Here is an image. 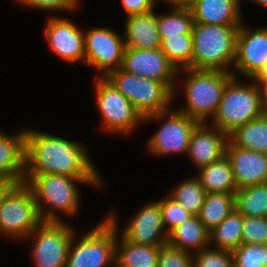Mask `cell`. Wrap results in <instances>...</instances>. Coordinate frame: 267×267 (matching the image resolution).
<instances>
[{
	"instance_id": "obj_1",
	"label": "cell",
	"mask_w": 267,
	"mask_h": 267,
	"mask_svg": "<svg viewBox=\"0 0 267 267\" xmlns=\"http://www.w3.org/2000/svg\"><path fill=\"white\" fill-rule=\"evenodd\" d=\"M59 174L74 178H99L79 143L37 131H25V174Z\"/></svg>"
},
{
	"instance_id": "obj_2",
	"label": "cell",
	"mask_w": 267,
	"mask_h": 267,
	"mask_svg": "<svg viewBox=\"0 0 267 267\" xmlns=\"http://www.w3.org/2000/svg\"><path fill=\"white\" fill-rule=\"evenodd\" d=\"M75 181L96 186L101 185L99 178H74L59 174L24 176V183L34 195L42 221L62 222L55 211H64V213L73 215L78 210L79 197L76 185H74ZM41 202H47L52 210L50 208L44 210Z\"/></svg>"
},
{
	"instance_id": "obj_3",
	"label": "cell",
	"mask_w": 267,
	"mask_h": 267,
	"mask_svg": "<svg viewBox=\"0 0 267 267\" xmlns=\"http://www.w3.org/2000/svg\"><path fill=\"white\" fill-rule=\"evenodd\" d=\"M239 27L194 23L192 69L230 72L227 66L234 65Z\"/></svg>"
},
{
	"instance_id": "obj_4",
	"label": "cell",
	"mask_w": 267,
	"mask_h": 267,
	"mask_svg": "<svg viewBox=\"0 0 267 267\" xmlns=\"http://www.w3.org/2000/svg\"><path fill=\"white\" fill-rule=\"evenodd\" d=\"M234 75L225 86L213 125L226 134L264 114V90L256 83L242 85Z\"/></svg>"
},
{
	"instance_id": "obj_5",
	"label": "cell",
	"mask_w": 267,
	"mask_h": 267,
	"mask_svg": "<svg viewBox=\"0 0 267 267\" xmlns=\"http://www.w3.org/2000/svg\"><path fill=\"white\" fill-rule=\"evenodd\" d=\"M105 78L135 106L144 121L166 115L174 93L164 83L127 73L121 68L109 72Z\"/></svg>"
},
{
	"instance_id": "obj_6",
	"label": "cell",
	"mask_w": 267,
	"mask_h": 267,
	"mask_svg": "<svg viewBox=\"0 0 267 267\" xmlns=\"http://www.w3.org/2000/svg\"><path fill=\"white\" fill-rule=\"evenodd\" d=\"M188 73L184 86L187 107L179 109L180 112L200 123H206L209 115H215L220 104L222 93L235 75L233 72L219 70H196L186 68Z\"/></svg>"
},
{
	"instance_id": "obj_7",
	"label": "cell",
	"mask_w": 267,
	"mask_h": 267,
	"mask_svg": "<svg viewBox=\"0 0 267 267\" xmlns=\"http://www.w3.org/2000/svg\"><path fill=\"white\" fill-rule=\"evenodd\" d=\"M112 215L109 214V217L85 234L76 245L73 236L66 267H105L110 262L115 263L117 222Z\"/></svg>"
},
{
	"instance_id": "obj_8",
	"label": "cell",
	"mask_w": 267,
	"mask_h": 267,
	"mask_svg": "<svg viewBox=\"0 0 267 267\" xmlns=\"http://www.w3.org/2000/svg\"><path fill=\"white\" fill-rule=\"evenodd\" d=\"M42 222L32 191L19 183L0 206V234L28 238Z\"/></svg>"
},
{
	"instance_id": "obj_9",
	"label": "cell",
	"mask_w": 267,
	"mask_h": 267,
	"mask_svg": "<svg viewBox=\"0 0 267 267\" xmlns=\"http://www.w3.org/2000/svg\"><path fill=\"white\" fill-rule=\"evenodd\" d=\"M96 83V101L102 127L113 133H129L144 117L105 77Z\"/></svg>"
},
{
	"instance_id": "obj_10",
	"label": "cell",
	"mask_w": 267,
	"mask_h": 267,
	"mask_svg": "<svg viewBox=\"0 0 267 267\" xmlns=\"http://www.w3.org/2000/svg\"><path fill=\"white\" fill-rule=\"evenodd\" d=\"M37 236L32 257L36 267H66L74 231L65 222H42L28 237Z\"/></svg>"
},
{
	"instance_id": "obj_11",
	"label": "cell",
	"mask_w": 267,
	"mask_h": 267,
	"mask_svg": "<svg viewBox=\"0 0 267 267\" xmlns=\"http://www.w3.org/2000/svg\"><path fill=\"white\" fill-rule=\"evenodd\" d=\"M84 45L85 63L102 70V77L122 67L125 41L113 30L93 28L84 32Z\"/></svg>"
},
{
	"instance_id": "obj_12",
	"label": "cell",
	"mask_w": 267,
	"mask_h": 267,
	"mask_svg": "<svg viewBox=\"0 0 267 267\" xmlns=\"http://www.w3.org/2000/svg\"><path fill=\"white\" fill-rule=\"evenodd\" d=\"M122 70L164 83L174 93L177 69L158 49L125 48Z\"/></svg>"
},
{
	"instance_id": "obj_13",
	"label": "cell",
	"mask_w": 267,
	"mask_h": 267,
	"mask_svg": "<svg viewBox=\"0 0 267 267\" xmlns=\"http://www.w3.org/2000/svg\"><path fill=\"white\" fill-rule=\"evenodd\" d=\"M166 121L149 140L148 148L156 155L187 153L191 135L200 123L180 111L166 110Z\"/></svg>"
},
{
	"instance_id": "obj_14",
	"label": "cell",
	"mask_w": 267,
	"mask_h": 267,
	"mask_svg": "<svg viewBox=\"0 0 267 267\" xmlns=\"http://www.w3.org/2000/svg\"><path fill=\"white\" fill-rule=\"evenodd\" d=\"M138 212L124 228L122 236L129 242L139 245L163 246L167 244L169 234L164 229L158 201L144 206Z\"/></svg>"
},
{
	"instance_id": "obj_15",
	"label": "cell",
	"mask_w": 267,
	"mask_h": 267,
	"mask_svg": "<svg viewBox=\"0 0 267 267\" xmlns=\"http://www.w3.org/2000/svg\"><path fill=\"white\" fill-rule=\"evenodd\" d=\"M226 156L237 189L267 182V154L240 148L228 140Z\"/></svg>"
},
{
	"instance_id": "obj_16",
	"label": "cell",
	"mask_w": 267,
	"mask_h": 267,
	"mask_svg": "<svg viewBox=\"0 0 267 267\" xmlns=\"http://www.w3.org/2000/svg\"><path fill=\"white\" fill-rule=\"evenodd\" d=\"M267 61V28L249 32L241 24L236 40L234 67L246 77L252 78Z\"/></svg>"
},
{
	"instance_id": "obj_17",
	"label": "cell",
	"mask_w": 267,
	"mask_h": 267,
	"mask_svg": "<svg viewBox=\"0 0 267 267\" xmlns=\"http://www.w3.org/2000/svg\"><path fill=\"white\" fill-rule=\"evenodd\" d=\"M45 36L49 45L59 57L68 62L84 60V32L72 22L58 17H51L45 27Z\"/></svg>"
},
{
	"instance_id": "obj_18",
	"label": "cell",
	"mask_w": 267,
	"mask_h": 267,
	"mask_svg": "<svg viewBox=\"0 0 267 267\" xmlns=\"http://www.w3.org/2000/svg\"><path fill=\"white\" fill-rule=\"evenodd\" d=\"M228 140L229 135L217 127L209 130L205 123H199L191 135L187 155L200 169L226 155Z\"/></svg>"
},
{
	"instance_id": "obj_19",
	"label": "cell",
	"mask_w": 267,
	"mask_h": 267,
	"mask_svg": "<svg viewBox=\"0 0 267 267\" xmlns=\"http://www.w3.org/2000/svg\"><path fill=\"white\" fill-rule=\"evenodd\" d=\"M154 10L127 16L125 27V46L134 49H158L161 39Z\"/></svg>"
},
{
	"instance_id": "obj_20",
	"label": "cell",
	"mask_w": 267,
	"mask_h": 267,
	"mask_svg": "<svg viewBox=\"0 0 267 267\" xmlns=\"http://www.w3.org/2000/svg\"><path fill=\"white\" fill-rule=\"evenodd\" d=\"M240 0H198L191 8L194 23L241 25Z\"/></svg>"
},
{
	"instance_id": "obj_21",
	"label": "cell",
	"mask_w": 267,
	"mask_h": 267,
	"mask_svg": "<svg viewBox=\"0 0 267 267\" xmlns=\"http://www.w3.org/2000/svg\"><path fill=\"white\" fill-rule=\"evenodd\" d=\"M25 174V131L16 136L0 133V179L24 182Z\"/></svg>"
},
{
	"instance_id": "obj_22",
	"label": "cell",
	"mask_w": 267,
	"mask_h": 267,
	"mask_svg": "<svg viewBox=\"0 0 267 267\" xmlns=\"http://www.w3.org/2000/svg\"><path fill=\"white\" fill-rule=\"evenodd\" d=\"M170 246L190 253L209 247L210 234L198 216H193L169 233L167 242ZM191 250H190V249Z\"/></svg>"
},
{
	"instance_id": "obj_23",
	"label": "cell",
	"mask_w": 267,
	"mask_h": 267,
	"mask_svg": "<svg viewBox=\"0 0 267 267\" xmlns=\"http://www.w3.org/2000/svg\"><path fill=\"white\" fill-rule=\"evenodd\" d=\"M198 175L205 193H232L237 191L230 160L225 155L221 160L200 168Z\"/></svg>"
},
{
	"instance_id": "obj_24",
	"label": "cell",
	"mask_w": 267,
	"mask_h": 267,
	"mask_svg": "<svg viewBox=\"0 0 267 267\" xmlns=\"http://www.w3.org/2000/svg\"><path fill=\"white\" fill-rule=\"evenodd\" d=\"M159 253L160 246L139 245L129 242L122 236L120 243L116 241L114 265L115 267H157Z\"/></svg>"
},
{
	"instance_id": "obj_25",
	"label": "cell",
	"mask_w": 267,
	"mask_h": 267,
	"mask_svg": "<svg viewBox=\"0 0 267 267\" xmlns=\"http://www.w3.org/2000/svg\"><path fill=\"white\" fill-rule=\"evenodd\" d=\"M229 140L240 148L267 154V116L263 114L237 127Z\"/></svg>"
},
{
	"instance_id": "obj_26",
	"label": "cell",
	"mask_w": 267,
	"mask_h": 267,
	"mask_svg": "<svg viewBox=\"0 0 267 267\" xmlns=\"http://www.w3.org/2000/svg\"><path fill=\"white\" fill-rule=\"evenodd\" d=\"M235 209L232 193H206L198 215L200 221L210 232Z\"/></svg>"
},
{
	"instance_id": "obj_27",
	"label": "cell",
	"mask_w": 267,
	"mask_h": 267,
	"mask_svg": "<svg viewBox=\"0 0 267 267\" xmlns=\"http://www.w3.org/2000/svg\"><path fill=\"white\" fill-rule=\"evenodd\" d=\"M243 215L234 209L210 234L216 249L233 251L242 244Z\"/></svg>"
},
{
	"instance_id": "obj_28",
	"label": "cell",
	"mask_w": 267,
	"mask_h": 267,
	"mask_svg": "<svg viewBox=\"0 0 267 267\" xmlns=\"http://www.w3.org/2000/svg\"><path fill=\"white\" fill-rule=\"evenodd\" d=\"M235 209L243 216L267 217V182L237 189Z\"/></svg>"
},
{
	"instance_id": "obj_29",
	"label": "cell",
	"mask_w": 267,
	"mask_h": 267,
	"mask_svg": "<svg viewBox=\"0 0 267 267\" xmlns=\"http://www.w3.org/2000/svg\"><path fill=\"white\" fill-rule=\"evenodd\" d=\"M161 51L178 70L192 69L193 58V37L192 34H179V36H169L161 41ZM181 65V66H180Z\"/></svg>"
},
{
	"instance_id": "obj_30",
	"label": "cell",
	"mask_w": 267,
	"mask_h": 267,
	"mask_svg": "<svg viewBox=\"0 0 267 267\" xmlns=\"http://www.w3.org/2000/svg\"><path fill=\"white\" fill-rule=\"evenodd\" d=\"M194 24L190 9L173 8L170 14L157 15V25L161 41L169 36L191 34Z\"/></svg>"
},
{
	"instance_id": "obj_31",
	"label": "cell",
	"mask_w": 267,
	"mask_h": 267,
	"mask_svg": "<svg viewBox=\"0 0 267 267\" xmlns=\"http://www.w3.org/2000/svg\"><path fill=\"white\" fill-rule=\"evenodd\" d=\"M205 190L199 182V179L191 178L172 191L170 197L182 205L188 212L194 216H198L203 205Z\"/></svg>"
},
{
	"instance_id": "obj_32",
	"label": "cell",
	"mask_w": 267,
	"mask_h": 267,
	"mask_svg": "<svg viewBox=\"0 0 267 267\" xmlns=\"http://www.w3.org/2000/svg\"><path fill=\"white\" fill-rule=\"evenodd\" d=\"M232 254L234 267H267V244H241Z\"/></svg>"
},
{
	"instance_id": "obj_33",
	"label": "cell",
	"mask_w": 267,
	"mask_h": 267,
	"mask_svg": "<svg viewBox=\"0 0 267 267\" xmlns=\"http://www.w3.org/2000/svg\"><path fill=\"white\" fill-rule=\"evenodd\" d=\"M158 203L162 211L163 225L167 229L168 234L177 226L194 216L169 195L158 201Z\"/></svg>"
},
{
	"instance_id": "obj_34",
	"label": "cell",
	"mask_w": 267,
	"mask_h": 267,
	"mask_svg": "<svg viewBox=\"0 0 267 267\" xmlns=\"http://www.w3.org/2000/svg\"><path fill=\"white\" fill-rule=\"evenodd\" d=\"M193 267H234L232 251L208 247L193 256Z\"/></svg>"
},
{
	"instance_id": "obj_35",
	"label": "cell",
	"mask_w": 267,
	"mask_h": 267,
	"mask_svg": "<svg viewBox=\"0 0 267 267\" xmlns=\"http://www.w3.org/2000/svg\"><path fill=\"white\" fill-rule=\"evenodd\" d=\"M242 244H267V217L243 216Z\"/></svg>"
},
{
	"instance_id": "obj_36",
	"label": "cell",
	"mask_w": 267,
	"mask_h": 267,
	"mask_svg": "<svg viewBox=\"0 0 267 267\" xmlns=\"http://www.w3.org/2000/svg\"><path fill=\"white\" fill-rule=\"evenodd\" d=\"M170 246H160L157 267H193V255Z\"/></svg>"
},
{
	"instance_id": "obj_37",
	"label": "cell",
	"mask_w": 267,
	"mask_h": 267,
	"mask_svg": "<svg viewBox=\"0 0 267 267\" xmlns=\"http://www.w3.org/2000/svg\"><path fill=\"white\" fill-rule=\"evenodd\" d=\"M18 2L33 8L43 10H73L76 8L79 0H17Z\"/></svg>"
},
{
	"instance_id": "obj_38",
	"label": "cell",
	"mask_w": 267,
	"mask_h": 267,
	"mask_svg": "<svg viewBox=\"0 0 267 267\" xmlns=\"http://www.w3.org/2000/svg\"><path fill=\"white\" fill-rule=\"evenodd\" d=\"M156 0H122L127 16L143 14L153 10Z\"/></svg>"
},
{
	"instance_id": "obj_39",
	"label": "cell",
	"mask_w": 267,
	"mask_h": 267,
	"mask_svg": "<svg viewBox=\"0 0 267 267\" xmlns=\"http://www.w3.org/2000/svg\"><path fill=\"white\" fill-rule=\"evenodd\" d=\"M18 184L19 182L14 179H0V206Z\"/></svg>"
},
{
	"instance_id": "obj_40",
	"label": "cell",
	"mask_w": 267,
	"mask_h": 267,
	"mask_svg": "<svg viewBox=\"0 0 267 267\" xmlns=\"http://www.w3.org/2000/svg\"><path fill=\"white\" fill-rule=\"evenodd\" d=\"M251 79H253V83H257L261 89L267 86V61Z\"/></svg>"
},
{
	"instance_id": "obj_41",
	"label": "cell",
	"mask_w": 267,
	"mask_h": 267,
	"mask_svg": "<svg viewBox=\"0 0 267 267\" xmlns=\"http://www.w3.org/2000/svg\"><path fill=\"white\" fill-rule=\"evenodd\" d=\"M173 8L190 9L198 0H166Z\"/></svg>"
},
{
	"instance_id": "obj_42",
	"label": "cell",
	"mask_w": 267,
	"mask_h": 267,
	"mask_svg": "<svg viewBox=\"0 0 267 267\" xmlns=\"http://www.w3.org/2000/svg\"><path fill=\"white\" fill-rule=\"evenodd\" d=\"M263 90H264V115L267 116V86Z\"/></svg>"
},
{
	"instance_id": "obj_43",
	"label": "cell",
	"mask_w": 267,
	"mask_h": 267,
	"mask_svg": "<svg viewBox=\"0 0 267 267\" xmlns=\"http://www.w3.org/2000/svg\"><path fill=\"white\" fill-rule=\"evenodd\" d=\"M259 4H261L262 6H266L267 7V0H253Z\"/></svg>"
}]
</instances>
